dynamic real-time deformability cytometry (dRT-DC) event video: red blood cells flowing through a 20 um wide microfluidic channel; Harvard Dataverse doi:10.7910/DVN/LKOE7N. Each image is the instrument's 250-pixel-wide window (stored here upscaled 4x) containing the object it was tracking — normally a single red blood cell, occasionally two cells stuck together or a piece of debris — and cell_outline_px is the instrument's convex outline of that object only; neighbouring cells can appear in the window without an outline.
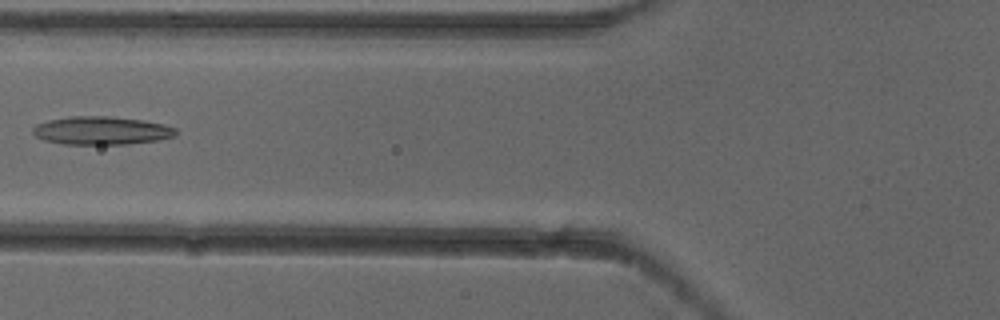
{"species": "common noctule bat (a hibernating species)", "species_latin": "Nyctalus noctula", "temperature_condition": "cold", "stored_images_in_passage": 5, "camera_frame_rate_fps": 3000, "um_per_image_px": 0.085, "animal": {"sex": "female"}, "frame": {"image": 1, "passage_image": 5, "time_ms": 1.333, "image_size_px": [1000, 320], "cell_outline_px": [[176, 136], [156, 140], [124, 144], [64, 144], [44, 140], [36, 136], [32, 132], [32, 128], [36, 124], [48, 120], [68, 116], [112, 116], [140, 120], [164, 124], [176, 128]], "centroid_in_image_um": [8.59, 11.09], "position_along_channel_um": 117.2, "area_um2": 23.47}}